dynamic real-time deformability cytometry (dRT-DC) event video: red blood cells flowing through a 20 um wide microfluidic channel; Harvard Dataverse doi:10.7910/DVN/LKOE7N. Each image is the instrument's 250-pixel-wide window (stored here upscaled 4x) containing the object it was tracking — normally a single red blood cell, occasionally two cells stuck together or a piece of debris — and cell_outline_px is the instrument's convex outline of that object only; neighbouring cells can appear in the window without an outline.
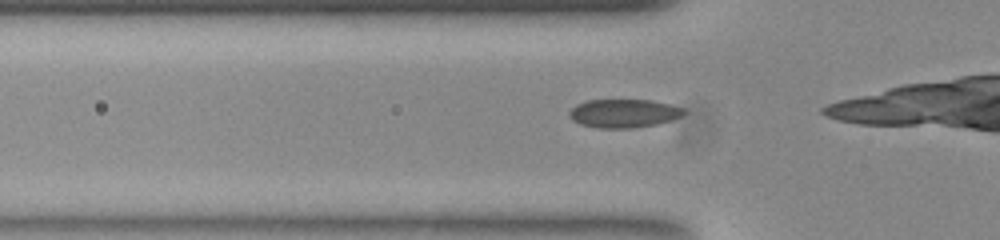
{"species": "common noctule bat (a hibernating species)", "species_latin": "Nyctalus noctula", "temperature_condition": "room temperature", "stored_images_in_passage": 26, "camera_frame_rate_fps": 3000, "um_per_image_px": 0.085, "animal": {"sex": "female", "body_mass_g": 23.0, "forearm_length_mm": 53.4}, "frame": {"image": 1, "passage_image": 12, "time_ms": 3.667, "image_size_px": [1000, 240], "cell_outline_px": [[684, 112], [680, 116], [672, 120], [656, 124], [632, 128], [600, 128], [580, 124], [572, 120], [568, 116], [568, 112], [576, 104], [588, 100], [652, 100], [684, 108]], "centroid_in_image_um": [52.98, 9.63], "position_along_channel_um": 72.8, "area_um2": 18.96}}
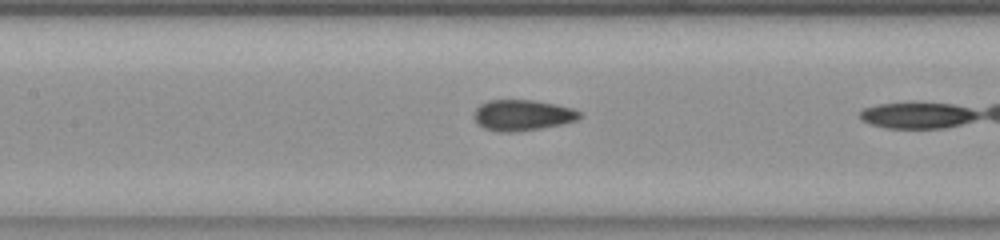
{"frame": {"image": 2, "passage_image": 19, "time_ms": 6.0, "image_size_px": [1000, 240], "cell_outline_px": [[580, 116], [576, 120], [560, 124], [540, 128], [516, 132], [496, 132], [484, 128], [476, 120], [476, 108], [480, 104], [488, 100], [532, 100], [556, 104], [572, 108], [580, 112]], "centroid_in_image_um": [44.4, 9.79], "position_along_channel_um": 163.0, "area_um2": 18.73}}
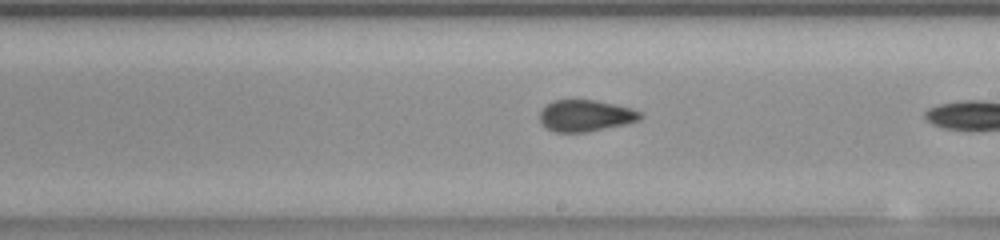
{"frame": {"image": 3, "passage_image": 25, "time_ms": 8.0, "image_size_px": [1000, 240], "cell_outline_px": [[644, 116], [640, 120], [624, 124], [588, 132], [556, 132], [548, 128], [540, 120], [540, 112], [548, 104], [556, 100], [596, 100], [616, 104], [632, 108], [644, 112]], "centroid_in_image_um": [49.85, 9.83], "position_along_channel_um": 239.1, "area_um2": 18.44}}